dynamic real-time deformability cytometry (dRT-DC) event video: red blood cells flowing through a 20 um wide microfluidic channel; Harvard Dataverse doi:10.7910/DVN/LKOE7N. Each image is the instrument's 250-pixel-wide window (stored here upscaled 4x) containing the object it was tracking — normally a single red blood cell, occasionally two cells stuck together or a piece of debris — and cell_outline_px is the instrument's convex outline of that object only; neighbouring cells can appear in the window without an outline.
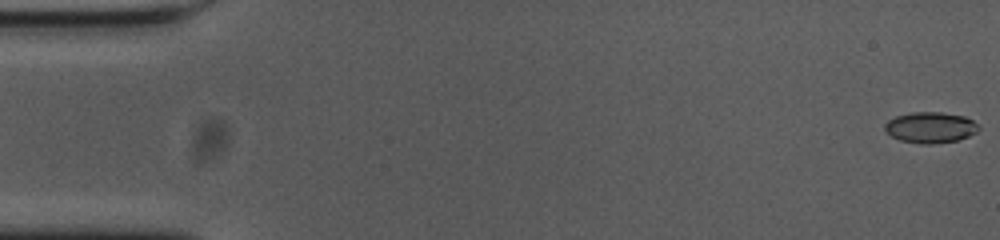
{"species": "common noctule bat (a hibernating species)", "species_latin": "Nyctalus noctula", "temperature_condition": "cold", "stored_images_in_passage": 56, "camera_frame_rate_fps": 3000, "um_per_image_px": 0.085, "animal": {"sex": "female", "body_mass_g": 23.0, "forearm_length_mm": 53.4}, "frame": {"image": 1, "passage_image": 1, "time_ms": 0.0, "image_size_px": [1000, 240], "cell_outline_px": [[980, 128], [976, 132], [968, 136], [956, 140], [932, 144], [920, 144], [900, 140], [892, 136], [884, 128], [884, 124], [888, 120], [896, 116], [912, 112], [940, 112], [964, 116], [980, 124]], "centroid_in_image_um": [79.1, 10.83], "position_along_channel_um": 5.9, "area_um2": 16.88}}
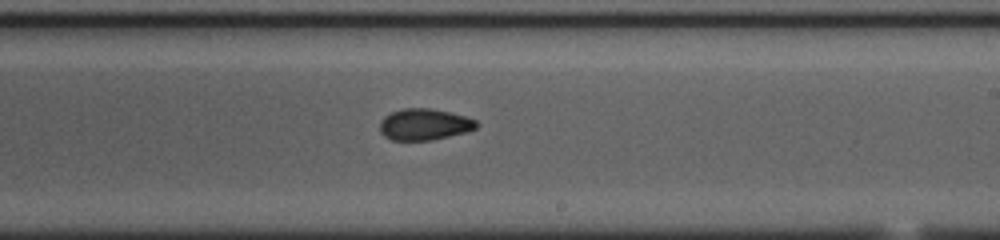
{"frame": {"image": 2, "passage_image": 33, "time_ms": 10.667, "image_size_px": [1000, 240], "cell_outline_px": [[480, 124], [476, 128], [464, 132], [432, 140], [392, 140], [384, 136], [380, 132], [380, 120], [384, 116], [392, 112], [404, 108], [428, 108], [448, 112], [464, 116], [476, 120]], "centroid_in_image_um": [36.04, 10.57], "position_along_channel_um": 253.0, "area_um2": 17.57}}
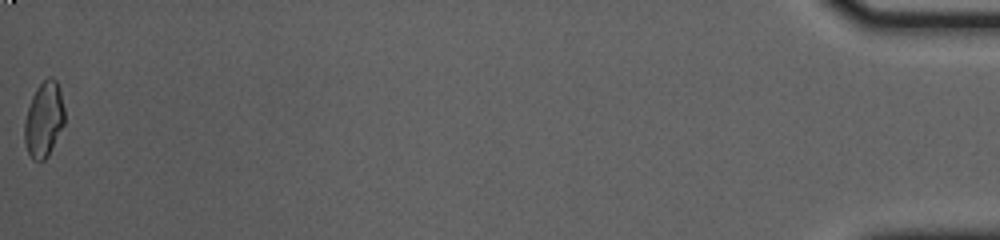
{"frame": {"image": 3, "passage_image": 56, "time_ms": 18.333, "image_size_px": [1000, 240], "cell_outline_px": [[64, 124], [48, 156], [44, 160], [32, 160], [28, 152], [24, 140], [24, 120], [32, 96], [36, 88], [48, 76], [52, 76], [56, 80], [60, 88], [64, 108]], "centroid_in_image_um": [3.73, 10.14], "position_along_channel_um": 431.5, "area_um2": 17.63}, "authors_computed_cell_mechanics": {"area_um2": 17.629, "velocity_mm_per_s": 3.6864, "shape_relaxation_time_tau1_ms": 9.2194, "shape_relaxation_time_tau2_ms": 2.7963, "deformation_change_tau1": 0.1771, "deformation_change_tau2": 0.0669}}